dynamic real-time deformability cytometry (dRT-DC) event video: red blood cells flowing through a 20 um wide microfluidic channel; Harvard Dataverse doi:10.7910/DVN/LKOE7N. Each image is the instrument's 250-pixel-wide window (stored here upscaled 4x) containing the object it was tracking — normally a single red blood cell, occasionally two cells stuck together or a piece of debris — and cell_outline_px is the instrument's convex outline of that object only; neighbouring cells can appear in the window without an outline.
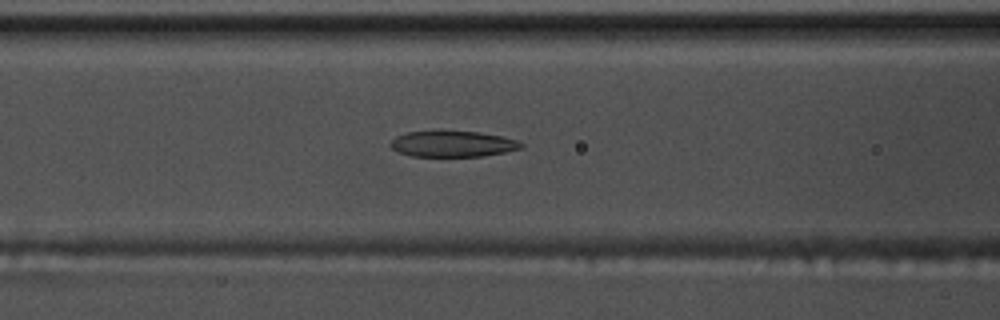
{"species": "common noctule bat (a hibernating species)", "species_latin": "Nyctalus noctula", "temperature_condition": "warm", "stored_images_in_passage": 42, "camera_frame_rate_fps": 3000, "um_per_image_px": 0.085, "animal": {"sex": "male", "body_mass_g": 17.5, "forearm_length_mm": 52.3}, "frame": {"image": 1, "passage_image": 10, "time_ms": 3.0, "image_size_px": [1000, 320], "cell_outline_px": [[524, 148], [484, 156], [412, 156], [396, 152], [388, 144], [396, 136], [408, 132], [440, 128], [480, 132], [500, 136], [516, 140], [524, 144]], "centroid_in_image_um": [38.43, 12.19], "position_along_channel_um": 128.2, "area_um2": 20.58}}
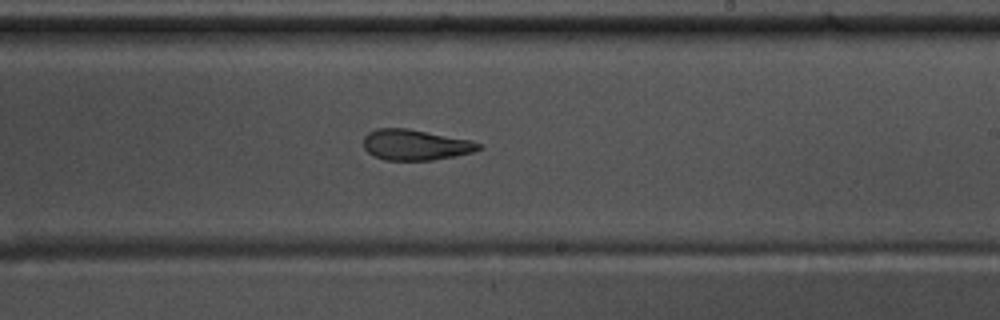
{"frame": {"image": 2, "passage_image": 20, "time_ms": 6.333, "image_size_px": [1000, 320], "cell_outline_px": [[484, 148], [472, 152], [456, 156], [432, 160], [384, 160], [368, 152], [364, 148], [364, 136], [368, 132], [376, 128], [408, 128], [468, 140], [480, 144]], "centroid_in_image_um": [35.29, 12.31], "position_along_channel_um": 253.7, "area_um2": 20.46}}
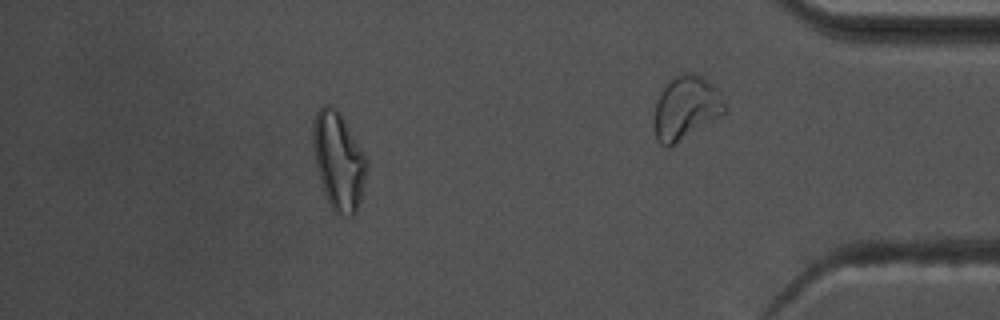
{"frame": {"image": 3, "passage_image": 36, "time_ms": 11.667, "image_size_px": [1000, 320], "cell_outline_px": [[368, 168], [360, 200], [356, 212], [352, 216], [340, 216], [332, 208], [328, 200], [320, 180], [316, 168], [312, 140], [312, 128], [316, 112], [324, 104], [328, 104], [336, 108], [340, 112], [364, 152], [368, 160]], "centroid_in_image_um": [28.78, 13.65], "position_along_channel_um": 406.4, "area_um2": 30.69}, "authors_computed_cell_mechanics": {"area_um2": 21.3571, "velocity_mm_per_s": 3.7829, "shape_relaxation_time_tau1_ms": 6.3105, "shape_relaxation_time_tau2_ms": 1.3687, "deformation_change_tau1": 0.2009, "deformation_change_tau2": 0.0929}}